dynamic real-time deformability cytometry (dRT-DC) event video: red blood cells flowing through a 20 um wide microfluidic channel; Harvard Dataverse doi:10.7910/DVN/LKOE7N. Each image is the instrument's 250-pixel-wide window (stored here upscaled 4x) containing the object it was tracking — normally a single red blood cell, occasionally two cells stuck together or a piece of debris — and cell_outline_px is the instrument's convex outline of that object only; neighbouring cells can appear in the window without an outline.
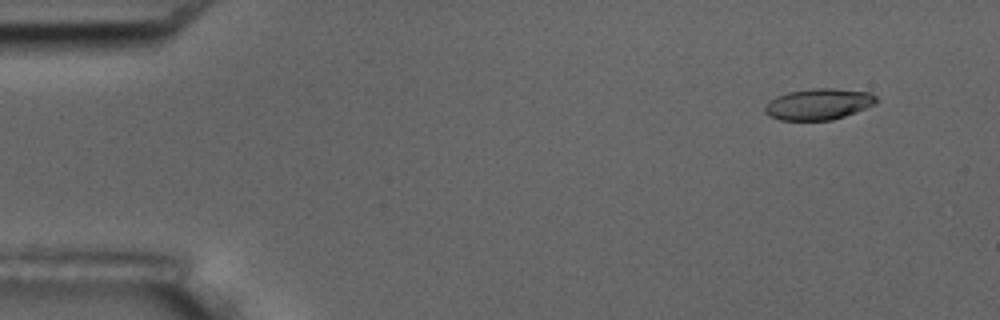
{"species": "common noctule bat (a hibernating species)", "species_latin": "Nyctalus noctula", "temperature_condition": "room temperature", "stored_images_in_passage": 4, "camera_frame_rate_fps": 3000, "um_per_image_px": 0.085, "animal": {"sex": "male", "body_mass_g": 17.5, "forearm_length_mm": 52.3}, "frame": {"image": 1, "passage_image": 1, "time_ms": 0.0, "image_size_px": [1000, 320], "cell_outline_px": [[876, 104], [856, 112], [832, 120], [780, 120], [764, 112], [764, 108], [776, 96], [788, 92], [812, 88], [832, 88], [872, 92], [876, 96]], "centroid_in_image_um": [69.62, 8.84], "position_along_channel_um": 15.4, "area_um2": 20.17}}